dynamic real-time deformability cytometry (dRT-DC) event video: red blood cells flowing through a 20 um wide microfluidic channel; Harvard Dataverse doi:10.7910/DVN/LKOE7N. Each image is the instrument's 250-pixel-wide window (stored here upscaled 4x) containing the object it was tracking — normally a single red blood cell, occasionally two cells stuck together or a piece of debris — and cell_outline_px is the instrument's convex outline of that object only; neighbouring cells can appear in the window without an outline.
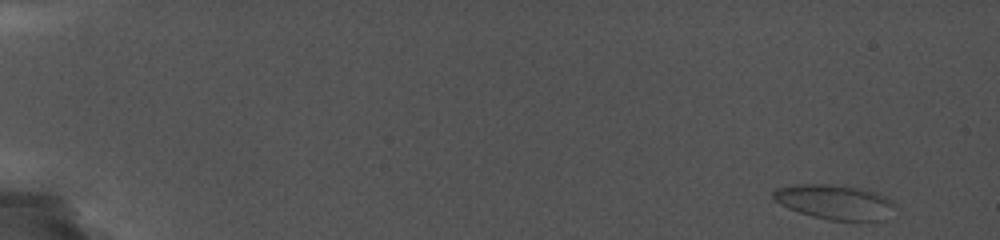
{"species": "common noctule bat (a hibernating species)", "species_latin": "Nyctalus noctula", "temperature_condition": "cold", "stored_images_in_passage": 36, "camera_frame_rate_fps": 5000, "um_per_image_px": 0.085, "animal": {"sex": "female", "body_mass_g": 19.0, "forearm_length_mm": 56.7}, "frame": {"image": 1, "passage_image": 1, "time_ms": 0.0, "image_size_px": [1000, 240], "cell_outline_px": [[896, 204], [884, 220], [828, 220], [812, 216], [788, 208], [780, 204], [772, 196], [772, 192], [776, 188], [796, 184], [832, 184], [860, 188], [876, 192], [892, 200]], "centroid_in_image_um": [70.94, 17.16], "position_along_channel_um": 14.1, "area_um2": 24.51}}
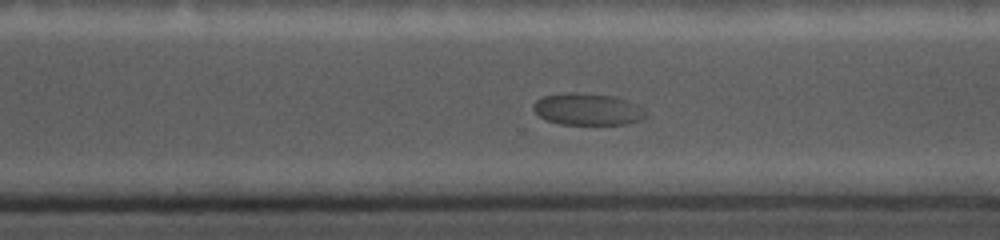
{"frame": {"image": 2, "passage_image": 26, "time_ms": 13.8, "image_size_px": [1000, 240], "cell_outline_px": [[648, 116], [640, 120], [628, 124], [560, 124], [544, 120], [532, 108], [532, 104], [536, 100], [544, 96], [568, 92], [576, 92], [616, 96], [636, 104], [644, 108], [648, 112]], "centroid_in_image_um": [49.97, 9.28], "position_along_channel_um": 320.6, "area_um2": 21.15}}
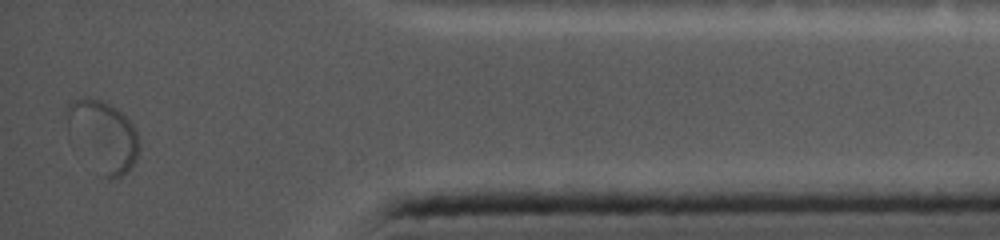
{"frame": {"image": 3, "passage_image": 36, "time_ms": 17.4, "image_size_px": [1000, 240], "cell_outline_px": [[140, 148], [136, 160], [128, 172], [112, 180], [108, 180], [100, 176], [68, 140], [64, 112], [64, 108], [68, 104], [84, 96], [88, 96], [104, 100], [116, 108], [132, 124], [136, 132], [140, 144]], "centroid_in_image_um": [8.67, 11.58], "position_along_channel_um": 426.5, "area_um2": 31.21}}